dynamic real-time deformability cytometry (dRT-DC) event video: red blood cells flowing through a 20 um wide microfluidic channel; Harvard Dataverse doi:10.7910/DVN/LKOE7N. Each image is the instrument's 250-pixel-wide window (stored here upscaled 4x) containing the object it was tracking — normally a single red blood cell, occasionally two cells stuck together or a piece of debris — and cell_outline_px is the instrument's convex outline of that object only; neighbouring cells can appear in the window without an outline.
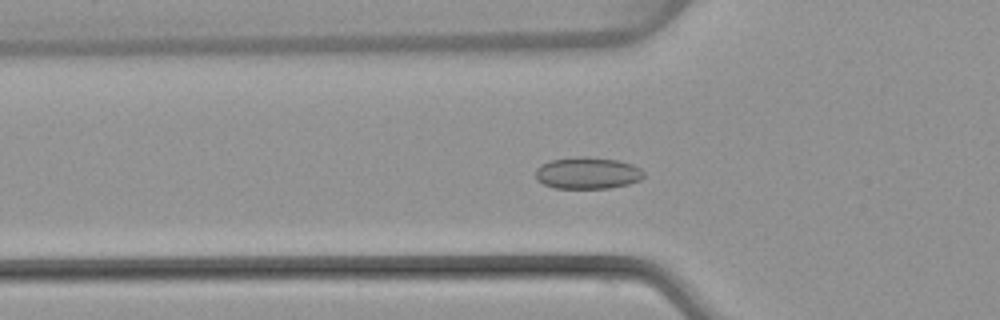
{"species": "common noctule bat (a hibernating species)", "species_latin": "Nyctalus noctula", "temperature_condition": "warm", "stored_images_in_passage": 52, "camera_frame_rate_fps": 3000, "um_per_image_px": 0.085, "animal": {"sex": "female", "body_mass_g": 22.7, "forearm_length_mm": 54.2}, "frame": {"image": 1, "passage_image": 18, "time_ms": 5.667, "image_size_px": [1000, 320], "cell_outline_px": [[644, 176], [640, 180], [628, 184], [608, 188], [556, 188], [544, 184], [536, 180], [536, 168], [540, 164], [552, 160], [576, 156], [584, 156], [616, 160], [632, 164], [640, 168], [644, 172]], "centroid_in_image_um": [49.93, 14.7], "position_along_channel_um": 75.9, "area_um2": 20.06}}
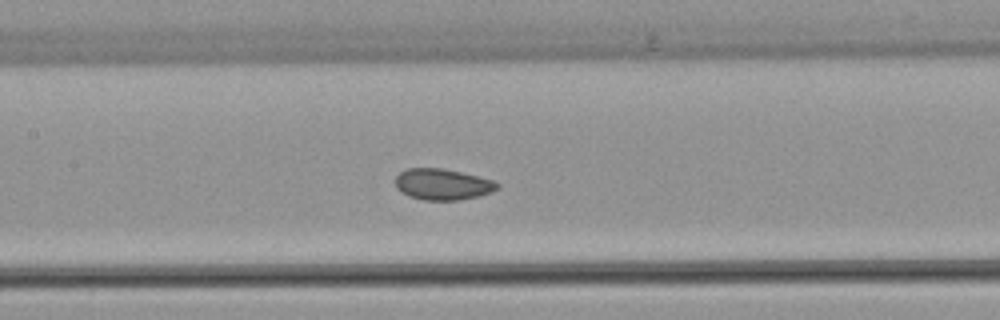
{"frame": {"image": 2, "passage_image": 25, "time_ms": 8.0, "image_size_px": [1000, 320], "cell_outline_px": [[500, 184], [492, 192], [480, 196], [456, 200], [424, 200], [408, 196], [400, 192], [396, 188], [396, 176], [400, 172], [408, 168], [440, 168], [460, 172], [496, 180]], "centroid_in_image_um": [37.62, 15.67], "position_along_channel_um": 169.8, "area_um2": 18.55}}
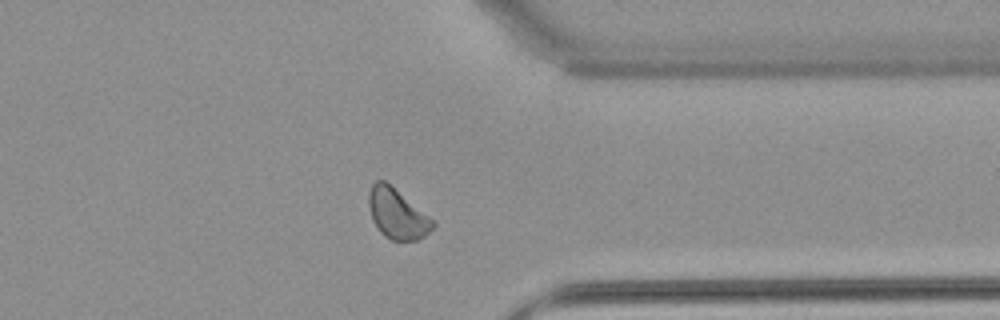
{"frame": {"image": 3, "passage_image": 41, "time_ms": 13.333, "image_size_px": [1000, 320], "cell_outline_px": [[436, 224], [424, 236], [416, 240], [392, 240], [384, 236], [380, 232], [372, 220], [368, 204], [368, 192], [372, 184], [376, 180], [384, 180], [436, 220]], "centroid_in_image_um": [33.76, 18.16], "position_along_channel_um": 377.6, "area_um2": 18.79}, "authors_computed_cell_mechanics": {"area_um2": 18.8717, "velocity_mm_per_s": 4.0036, "shape_relaxation_time_tau1_ms": 4.2777, "shape_relaxation_time_tau2_ms": 2.7211, "deformation_change_tau1": 0.0432, "deformation_change_tau2": 0.0615}}